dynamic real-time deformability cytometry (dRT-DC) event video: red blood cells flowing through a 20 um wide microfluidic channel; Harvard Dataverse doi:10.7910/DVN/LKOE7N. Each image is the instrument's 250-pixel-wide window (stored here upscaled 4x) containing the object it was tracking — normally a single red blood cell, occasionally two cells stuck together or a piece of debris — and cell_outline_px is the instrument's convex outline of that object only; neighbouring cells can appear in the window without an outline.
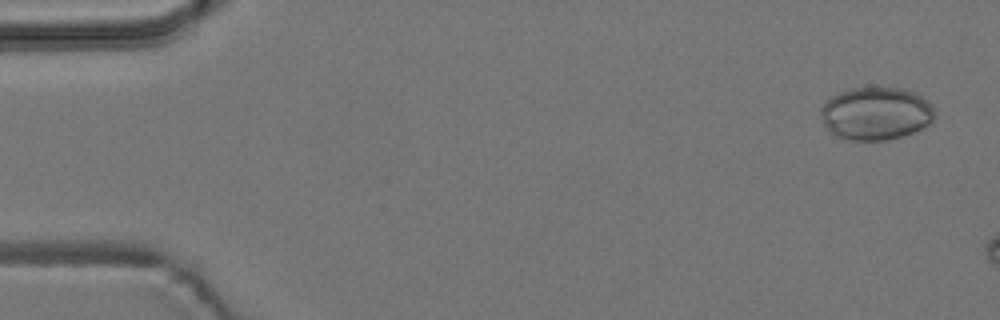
{"species": "common noctule bat (a hibernating species)", "species_latin": "Nyctalus noctula", "temperature_condition": "room temperature", "stored_images_in_passage": 5, "camera_frame_rate_fps": 3000, "um_per_image_px": 0.085, "animal": {"sex": "male", "body_mass_g": 19.2, "forearm_length_mm": 51.8}, "frame": {"image": 1, "passage_image": 1, "time_ms": 0.0, "image_size_px": [1000, 320], "cell_outline_px": [[936, 116], [932, 124], [924, 128], [900, 136], [884, 140], [848, 140], [836, 136], [824, 124], [820, 116], [820, 108], [832, 96], [840, 92], [852, 88], [904, 88], [928, 100], [932, 104], [936, 112]], "centroid_in_image_um": [74.49, 9.65], "position_along_channel_um": 10.5, "area_um2": 35.2}}
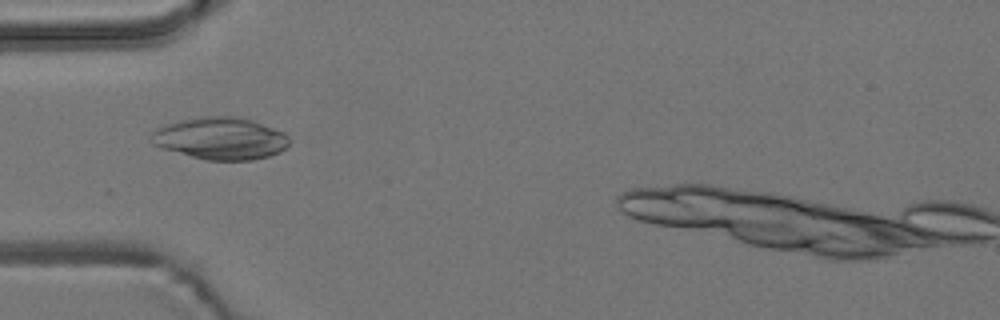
{"frame": {"image": 2, "passage_image": 5, "time_ms": 1.333, "image_size_px": [1000, 320], "cell_outline_px": [[288, 144], [280, 152], [268, 156], [252, 160], [204, 160], [160, 148], [152, 144], [152, 132], [156, 128], [164, 124], [180, 120], [204, 116], [240, 116], [252, 120], [284, 132], [288, 136]], "centroid_in_image_um": [18.71, 11.76], "position_along_channel_um": 66.3, "area_um2": 34.04}}